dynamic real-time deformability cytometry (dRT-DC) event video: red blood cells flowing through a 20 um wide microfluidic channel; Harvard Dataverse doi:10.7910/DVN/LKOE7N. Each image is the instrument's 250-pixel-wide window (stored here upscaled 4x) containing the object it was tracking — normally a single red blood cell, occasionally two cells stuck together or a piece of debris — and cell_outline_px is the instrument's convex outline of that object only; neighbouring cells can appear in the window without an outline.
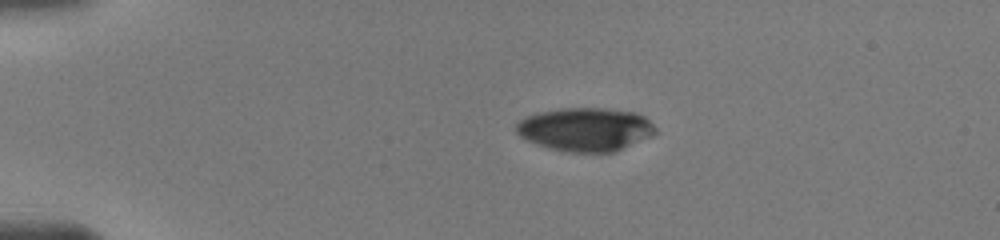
{"species": "human", "species_latin": "Homo sapiens", "temperature_condition": "warm", "stored_images_in_passage": 8, "camera_frame_rate_fps": 3000, "um_per_image_px": 0.085, "donor": {"sex": "male"}, "frame": {"image": 1, "passage_image": 4, "time_ms": 2.333, "image_size_px": [1000, 240], "cell_outline_px": [[656, 132], [652, 136], [612, 152], [564, 152], [548, 148], [536, 144], [520, 136], [516, 132], [516, 124], [520, 120], [528, 116], [540, 112], [560, 108], [608, 108], [636, 112], [644, 116], [656, 128]], "centroid_in_image_um": [49.76, 10.99], "position_along_channel_um": 35.2, "area_um2": 35.26}}
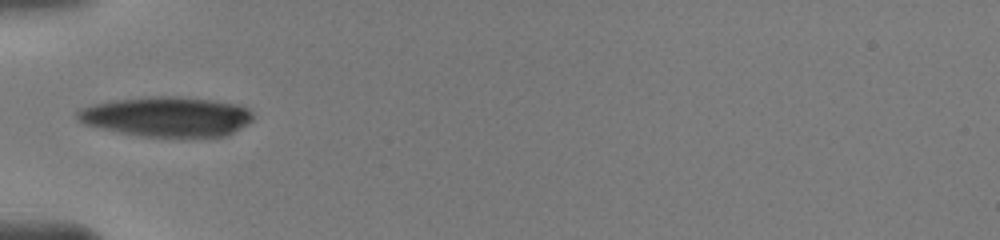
{"frame": {"image": 2, "passage_image": 7, "time_ms": 4.667, "image_size_px": [1000, 240], "cell_outline_px": [[252, 120], [248, 124], [224, 136], [140, 136], [120, 132], [84, 124], [76, 120], [76, 112], [80, 108], [96, 104], [116, 100], [160, 96], [176, 96], [212, 100], [236, 104], [248, 108], [252, 112]], "centroid_in_image_um": [14.17, 9.91], "position_along_channel_um": 70.8, "area_um2": 40.34}}